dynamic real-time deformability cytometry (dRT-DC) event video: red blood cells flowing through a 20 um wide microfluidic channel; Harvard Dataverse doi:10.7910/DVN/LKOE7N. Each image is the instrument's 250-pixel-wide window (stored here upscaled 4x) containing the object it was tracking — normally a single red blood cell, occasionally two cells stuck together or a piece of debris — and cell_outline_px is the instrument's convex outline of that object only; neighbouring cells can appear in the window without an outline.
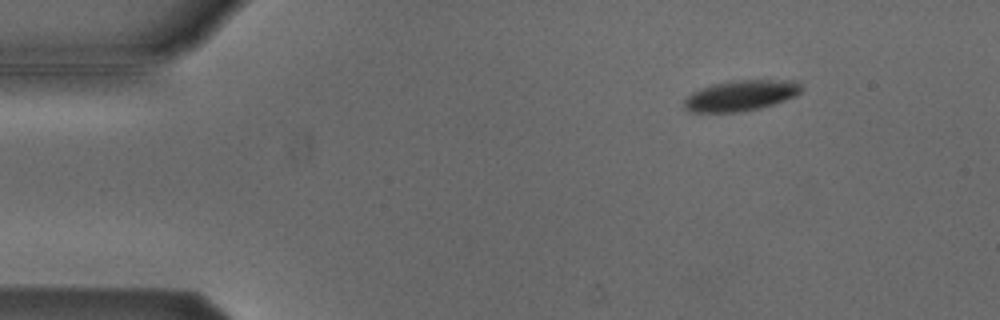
{"species": "Egyptian fruit bat (a non-hibernating species)", "species_latin": "Rousettus aegyptiacus", "temperature_condition": "cold", "stored_images_in_passage": 7, "camera_frame_rate_fps": 3000, "um_per_image_px": 0.085, "animal": {"sex": "male"}, "frame": {"image": 1, "passage_image": 2, "time_ms": 0.333, "image_size_px": [1000, 320], "cell_outline_px": [[804, 88], [796, 96], [760, 108], [736, 112], [692, 112], [684, 108], [684, 100], [692, 92], [700, 88], [712, 84], [728, 80], [800, 80]], "centroid_in_image_um": [63.0, 8.1], "position_along_channel_um": 22.0, "area_um2": 21.15}}
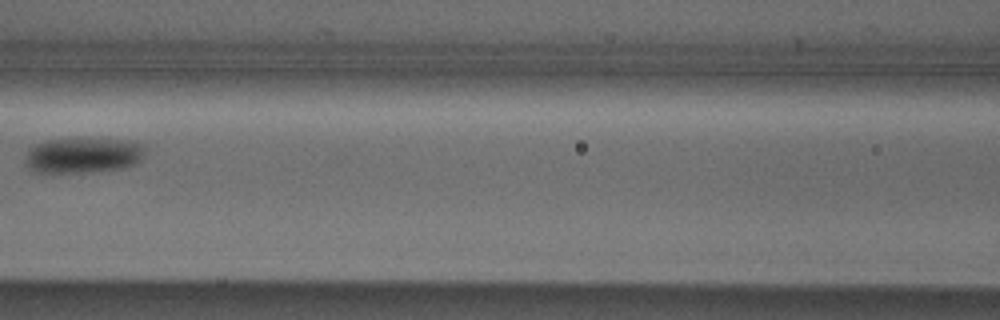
{"frame": {"image": 2, "passage_image": 6, "time_ms": 1.667, "image_size_px": [1000, 320], "cell_outline_px": [[144, 156], [136, 164], [124, 168], [84, 172], [36, 172], [24, 164], [24, 156], [28, 148], [36, 144], [48, 140], [128, 140], [144, 144]], "centroid_in_image_um": [7.05, 13.22], "position_along_channel_um": 159.6, "area_um2": 24.51}}
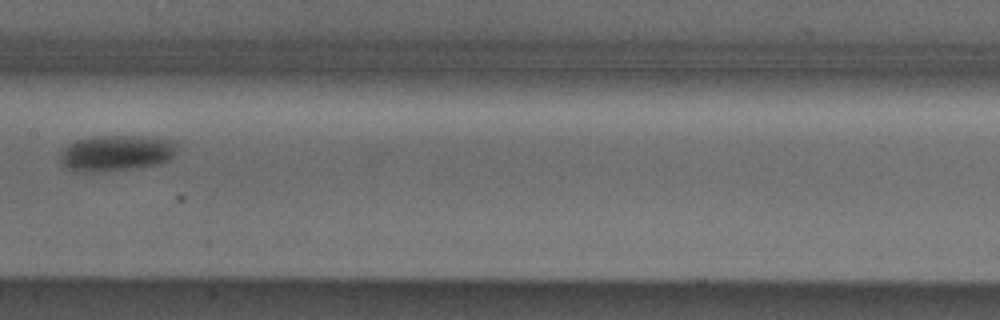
{"frame": {"image": 3, "passage_image": 7, "time_ms": 2.0, "image_size_px": [1000, 320], "cell_outline_px": [[176, 144], [172, 156], [168, 160], [160, 164], [132, 168], [96, 172], [76, 172], [68, 168], [60, 160], [60, 152], [68, 144], [76, 140], [96, 136], [144, 136], [176, 140]], "centroid_in_image_um": [9.86, 13.0], "position_along_channel_um": 197.5, "area_um2": 24.45}}